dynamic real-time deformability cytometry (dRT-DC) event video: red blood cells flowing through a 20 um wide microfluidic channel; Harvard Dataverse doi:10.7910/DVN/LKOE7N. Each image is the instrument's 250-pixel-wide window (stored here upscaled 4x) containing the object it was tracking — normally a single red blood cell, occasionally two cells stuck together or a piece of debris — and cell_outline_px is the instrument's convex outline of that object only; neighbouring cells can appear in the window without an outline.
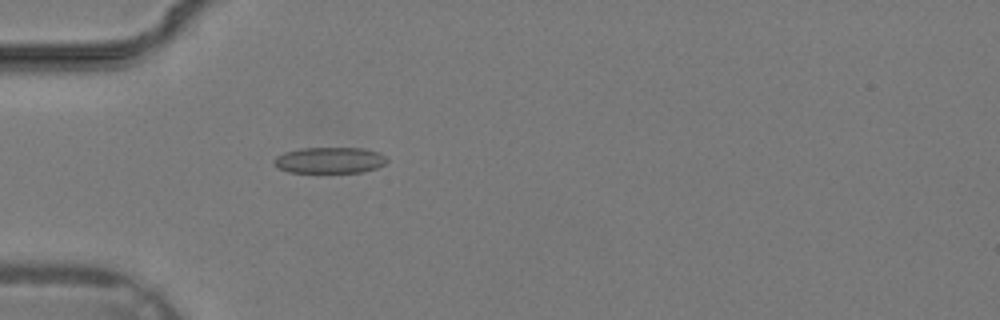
{"species": "common noctule bat (a hibernating species)", "species_latin": "Nyctalus noctula", "temperature_condition": "warm", "stored_images_in_passage": 31, "camera_frame_rate_fps": 3000, "um_per_image_px": 0.085, "animal": {"sex": "male", "body_mass_g": 19.2, "forearm_length_mm": 51.8}, "frame": {"image": 1, "passage_image": 5, "time_ms": 1.333, "image_size_px": [1000, 320], "cell_outline_px": [[388, 160], [384, 164], [376, 168], [360, 172], [288, 172], [280, 168], [276, 164], [276, 156], [284, 152], [300, 148], [364, 148], [380, 152]], "centroid_in_image_um": [28.06, 13.61], "position_along_channel_um": 56.9, "area_um2": 16.99}}
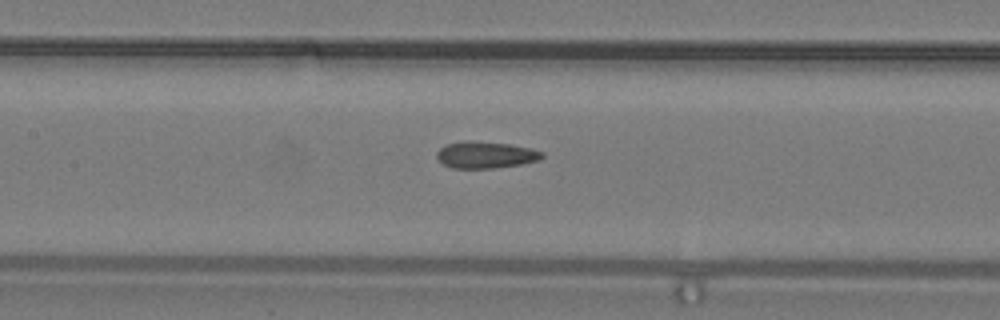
{"frame": {"image": 2, "passage_image": 11, "time_ms": 3.333, "image_size_px": [1000, 320], "cell_outline_px": [[544, 156], [540, 160], [520, 164], [492, 168], [452, 168], [444, 164], [436, 156], [436, 152], [440, 148], [448, 144], [468, 140], [472, 140], [508, 144], [532, 148], [544, 152]], "centroid_in_image_um": [41.3, 13.16], "position_along_channel_um": 166.1, "area_um2": 16.36}}
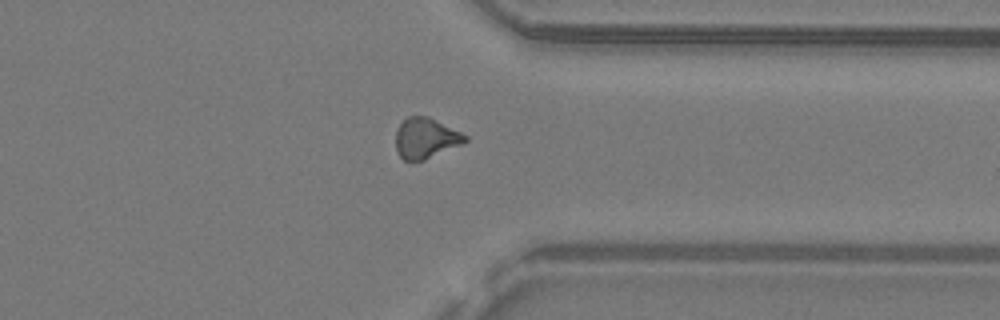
{"frame": {"image": 3, "passage_image": 22, "time_ms": 7.0, "image_size_px": [1000, 320], "cell_outline_px": [[468, 140], [460, 144], [424, 160], [404, 160], [396, 152], [396, 132], [400, 124], [408, 116], [428, 116], [468, 136]], "centroid_in_image_um": [36.16, 11.74], "position_along_channel_um": 375.2, "area_um2": 16.07}}